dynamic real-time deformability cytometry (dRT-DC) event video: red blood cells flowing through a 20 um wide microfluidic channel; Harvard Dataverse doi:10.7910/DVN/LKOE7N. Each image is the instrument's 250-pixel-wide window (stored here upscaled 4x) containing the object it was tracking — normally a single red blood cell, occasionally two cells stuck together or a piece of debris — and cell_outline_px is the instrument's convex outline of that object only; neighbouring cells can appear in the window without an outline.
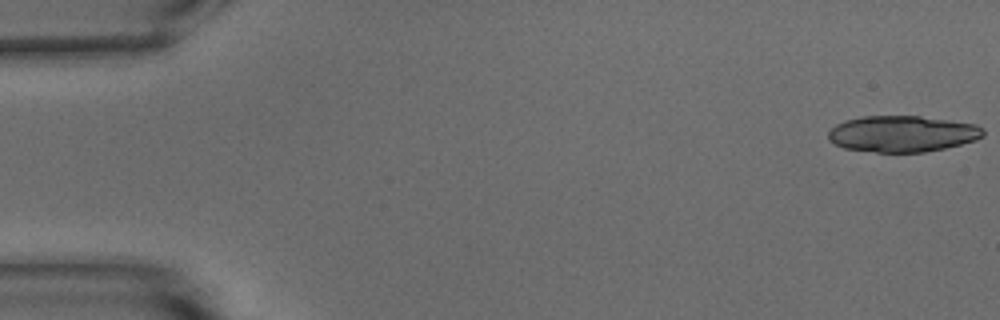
{"species": "common noctule bat (a hibernating species)", "species_latin": "Nyctalus noctula", "temperature_condition": "warm", "stored_images_in_passage": 19, "camera_frame_rate_fps": 3000, "um_per_image_px": 0.085, "animal": {"sex": "male", "body_mass_g": 15.6}, "frame": {"image": 1, "passage_image": 1, "time_ms": 0.0, "image_size_px": [1000, 320], "cell_outline_px": [[984, 136], [976, 140], [944, 148], [924, 152], [876, 152], [844, 148], [828, 140], [828, 132], [836, 124], [844, 120], [864, 116], [920, 116], [976, 124], [984, 128]], "centroid_in_image_um": [76.7, 11.37], "position_along_channel_um": 8.3, "area_um2": 32.71}}